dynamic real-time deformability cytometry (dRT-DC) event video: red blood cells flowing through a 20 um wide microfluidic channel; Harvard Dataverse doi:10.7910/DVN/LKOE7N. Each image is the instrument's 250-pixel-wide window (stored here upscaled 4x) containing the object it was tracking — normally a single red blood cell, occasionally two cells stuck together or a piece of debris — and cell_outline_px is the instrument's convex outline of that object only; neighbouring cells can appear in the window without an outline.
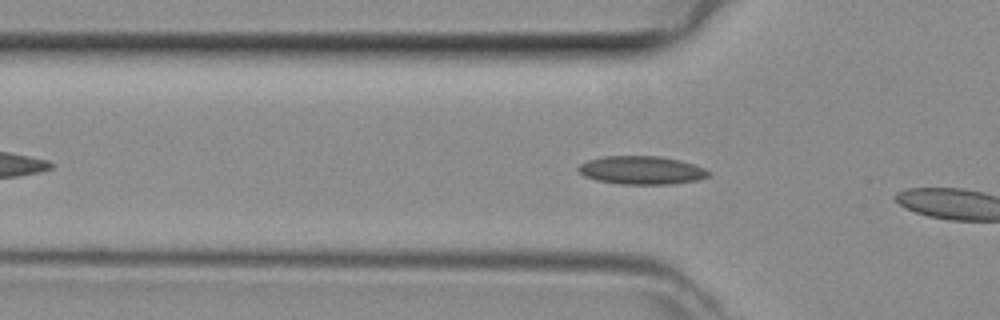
{"species": "common noctule bat (a hibernating species)", "species_latin": "Nyctalus noctula", "temperature_condition": "room temperature", "stored_images_in_passage": 4, "camera_frame_rate_fps": 3000, "um_per_image_px": 0.085, "animal": {"sex": "female", "body_mass_g": 29.2, "forearm_length_mm": 56.3}, "frame": {"image": 1, "passage_image": 2, "time_ms": 0.333, "image_size_px": [1000, 320], "cell_outline_px": [[712, 172], [708, 176], [696, 180], [672, 184], [620, 184], [596, 180], [584, 176], [576, 168], [580, 164], [588, 160], [604, 156], [660, 156], [680, 160], [696, 164]], "centroid_in_image_um": [54.54, 14.46], "position_along_channel_um": 71.3, "area_um2": 21.56}}